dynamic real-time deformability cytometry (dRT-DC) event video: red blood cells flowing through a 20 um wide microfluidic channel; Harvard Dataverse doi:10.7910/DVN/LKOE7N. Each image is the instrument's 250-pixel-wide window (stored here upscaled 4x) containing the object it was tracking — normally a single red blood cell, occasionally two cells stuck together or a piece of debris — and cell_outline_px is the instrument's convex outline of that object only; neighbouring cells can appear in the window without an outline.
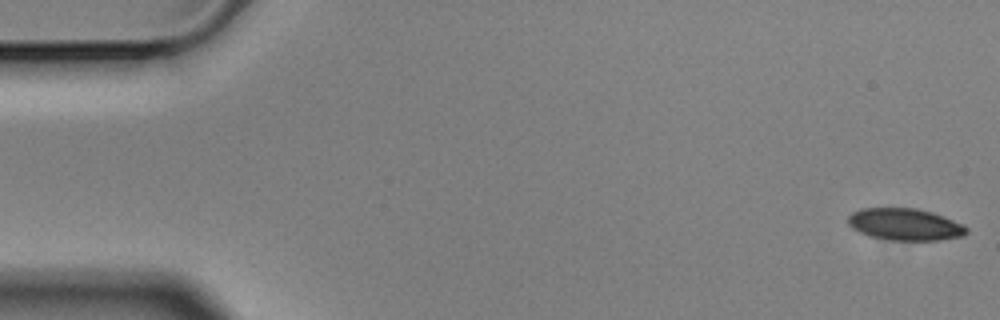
{"species": "Egyptian fruit bat (a non-hibernating species)", "species_latin": "Rousettus aegyptiacus", "temperature_condition": "cold", "stored_images_in_passage": 5, "camera_frame_rate_fps": 3000, "um_per_image_px": 0.085, "animal": {"sex": "male"}, "frame": {"image": 1, "passage_image": 1, "time_ms": 0.0, "image_size_px": [1000, 320], "cell_outline_px": [[968, 232], [964, 236], [940, 240], [892, 240], [868, 236], [852, 228], [848, 224], [848, 216], [852, 212], [860, 208], [916, 208], [932, 212], [944, 216], [964, 224], [968, 228]], "centroid_in_image_um": [76.94, 19.07], "position_along_channel_um": 8.1, "area_um2": 22.25}}
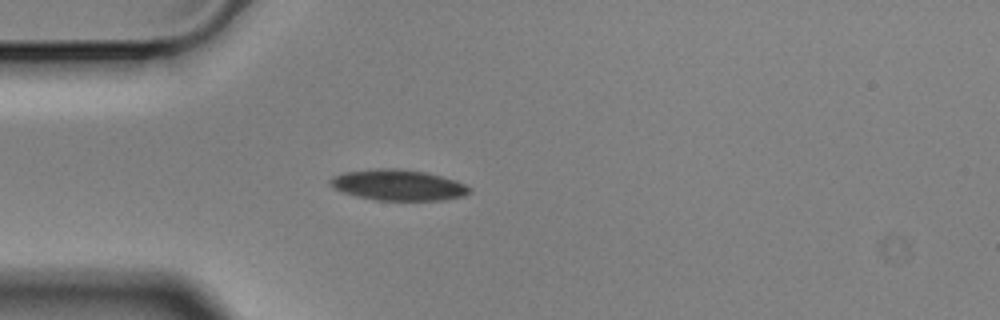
{"frame": {"image": 2, "passage_image": 5, "time_ms": 1.333, "image_size_px": [1000, 320], "cell_outline_px": [[472, 192], [464, 196], [444, 200], [376, 200], [356, 196], [344, 192], [336, 188], [328, 180], [332, 176], [344, 172], [376, 168], [396, 168], [428, 172], [456, 180], [472, 188]], "centroid_in_image_um": [33.9, 15.72], "position_along_channel_um": 51.1, "area_um2": 25.14}}